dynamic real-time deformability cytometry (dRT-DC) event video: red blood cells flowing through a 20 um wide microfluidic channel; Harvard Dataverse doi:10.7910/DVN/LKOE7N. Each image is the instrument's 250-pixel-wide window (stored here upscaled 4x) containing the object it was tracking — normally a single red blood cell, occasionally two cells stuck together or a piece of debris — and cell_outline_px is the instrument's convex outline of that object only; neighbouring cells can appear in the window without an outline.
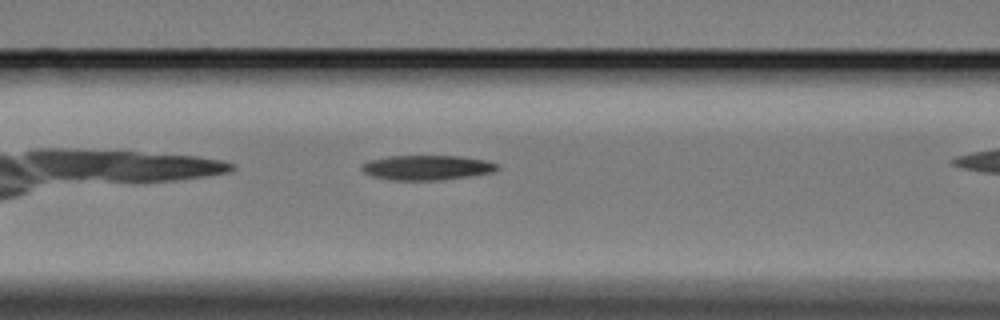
{"species": "Egyptian fruit bat (a non-hibernating species)", "species_latin": "Rousettus aegyptiacus", "temperature_condition": "cold", "stored_images_in_passage": 30, "camera_frame_rate_fps": 3000, "um_per_image_px": 0.085, "animal": {"sex": "female"}, "frame": {"image": 1, "passage_image": 7, "time_ms": 2.0, "image_size_px": [1000, 320], "cell_outline_px": [[500, 168], [492, 172], [468, 176], [440, 180], [392, 180], [372, 176], [364, 172], [360, 168], [368, 160], [388, 156], [460, 156], [484, 160], [500, 164]], "centroid_in_image_um": [36.29, 14.24], "position_along_channel_um": 130.3, "area_um2": 19.54}}
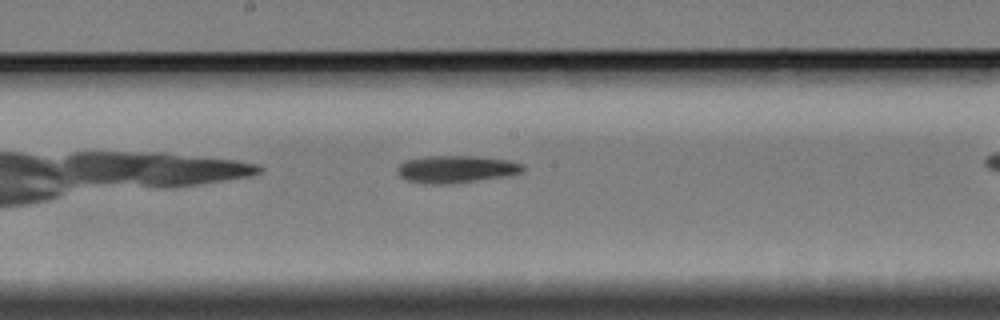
{"frame": {"image": 2, "passage_image": 14, "time_ms": 4.333, "image_size_px": [1000, 320], "cell_outline_px": [[524, 168], [520, 172], [508, 176], [444, 184], [424, 184], [408, 180], [400, 176], [396, 172], [396, 168], [404, 160], [424, 156], [476, 156], [508, 160], [524, 164]], "centroid_in_image_um": [38.73, 14.37], "position_along_channel_um": 209.5, "area_um2": 20.0}}
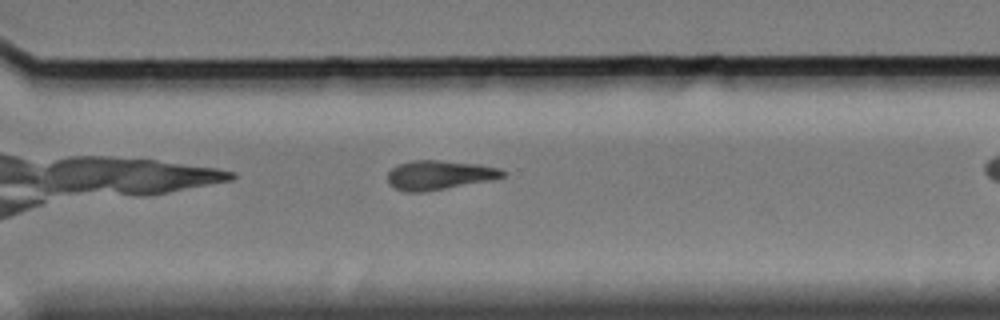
{"frame": {"image": 3, "passage_image": 25, "time_ms": 8.0, "image_size_px": [1000, 320], "cell_outline_px": [[508, 176], [492, 180], [424, 192], [404, 192], [396, 188], [388, 180], [388, 172], [396, 164], [412, 160], [440, 160], [480, 164], [500, 168], [508, 172]], "centroid_in_image_um": [37.4, 14.87], "position_along_channel_um": 333.2, "area_um2": 19.88}}